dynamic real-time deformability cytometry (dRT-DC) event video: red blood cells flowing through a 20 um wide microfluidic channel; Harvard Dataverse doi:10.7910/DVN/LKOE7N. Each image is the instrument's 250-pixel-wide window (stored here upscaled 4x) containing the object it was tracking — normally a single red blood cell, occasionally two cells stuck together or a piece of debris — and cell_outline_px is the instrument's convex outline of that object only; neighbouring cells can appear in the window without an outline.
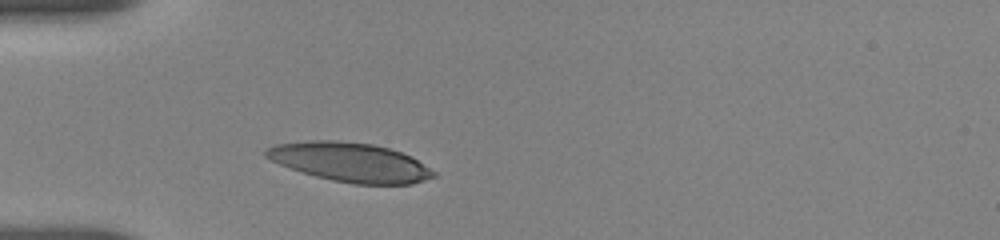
{"species": "human", "species_latin": "Homo sapiens", "temperature_condition": "room temperature", "stored_images_in_passage": 31, "camera_frame_rate_fps": 3000, "um_per_image_px": 0.085, "donor": {"sex": "female"}, "frame": {"image": 1, "passage_image": 1, "time_ms": 0.0, "image_size_px": [1000, 240], "cell_outline_px": [[436, 176], [412, 184], [352, 184], [332, 180], [316, 176], [280, 164], [264, 156], [264, 148], [276, 144], [308, 140], [336, 140], [372, 144], [388, 148], [400, 152], [416, 160], [436, 172]], "centroid_in_image_um": [29.74, 13.78], "position_along_channel_um": 55.3, "area_um2": 37.92}}
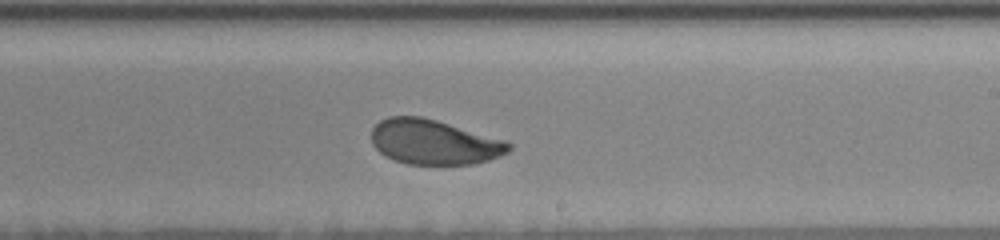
{"frame": {"image": 2, "passage_image": 18, "time_ms": 5.667, "image_size_px": [1000, 240], "cell_outline_px": [[512, 148], [508, 152], [500, 156], [476, 164], [408, 164], [384, 156], [372, 144], [372, 128], [380, 120], [388, 116], [420, 116], [436, 120], [504, 140], [512, 144]], "centroid_in_image_um": [36.88, 12.08], "position_along_channel_um": 252.1, "area_um2": 35.78}}
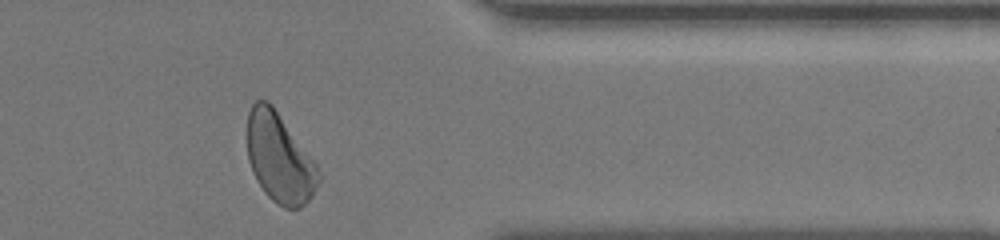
{"frame": {"image": 3, "passage_image": 30, "time_ms": 9.667, "image_size_px": [1000, 240], "cell_outline_px": [[320, 184], [312, 196], [300, 208], [284, 208], [272, 200], [264, 192], [256, 180], [248, 160], [248, 112], [252, 104], [256, 100], [268, 100], [272, 104], [316, 164], [320, 172]], "centroid_in_image_um": [23.76, 13.45], "position_along_channel_um": 387.6, "area_um2": 36.99}, "authors_computed_cell_mechanics": {"area_um2": 36.992, "velocity_mm_per_s": 3.6486, "shape_relaxation_time_tau1_ms": 3.5413, "shape_relaxation_time_tau2_ms": 1.8522, "deformation_change_tau1": 0.1248, "deformation_change_tau2": 0.0763}}